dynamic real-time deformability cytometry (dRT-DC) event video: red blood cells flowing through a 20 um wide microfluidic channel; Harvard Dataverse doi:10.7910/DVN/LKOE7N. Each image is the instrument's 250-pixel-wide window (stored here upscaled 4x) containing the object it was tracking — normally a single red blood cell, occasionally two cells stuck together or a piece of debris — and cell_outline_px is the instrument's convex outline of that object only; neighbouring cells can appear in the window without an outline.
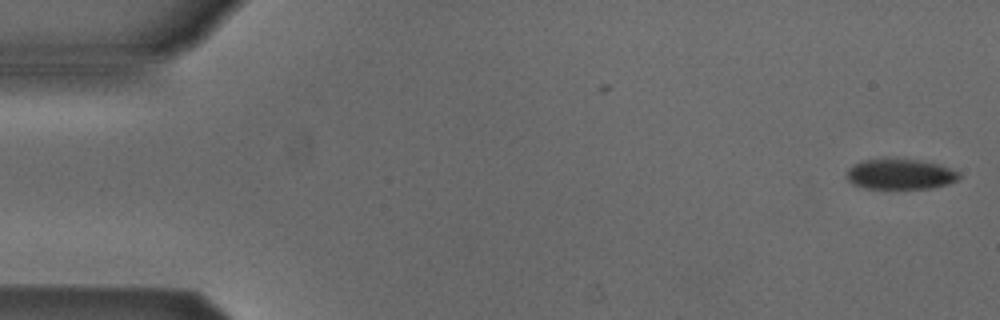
{"species": "Egyptian fruit bat (a non-hibernating species)", "species_latin": "Rousettus aegyptiacus", "temperature_condition": "cold", "stored_images_in_passage": 4, "camera_frame_rate_fps": 3000, "um_per_image_px": 0.085, "animal": {"sex": "male"}, "frame": {"image": 1, "passage_image": 1, "time_ms": 0.0, "image_size_px": [1000, 320], "cell_outline_px": [[960, 180], [948, 184], [932, 188], [864, 188], [852, 184], [848, 180], [848, 168], [852, 164], [860, 160], [884, 156], [888, 156], [916, 160], [940, 164], [960, 172]], "centroid_in_image_um": [76.5, 14.76], "position_along_channel_um": 8.5, "area_um2": 20.63}}